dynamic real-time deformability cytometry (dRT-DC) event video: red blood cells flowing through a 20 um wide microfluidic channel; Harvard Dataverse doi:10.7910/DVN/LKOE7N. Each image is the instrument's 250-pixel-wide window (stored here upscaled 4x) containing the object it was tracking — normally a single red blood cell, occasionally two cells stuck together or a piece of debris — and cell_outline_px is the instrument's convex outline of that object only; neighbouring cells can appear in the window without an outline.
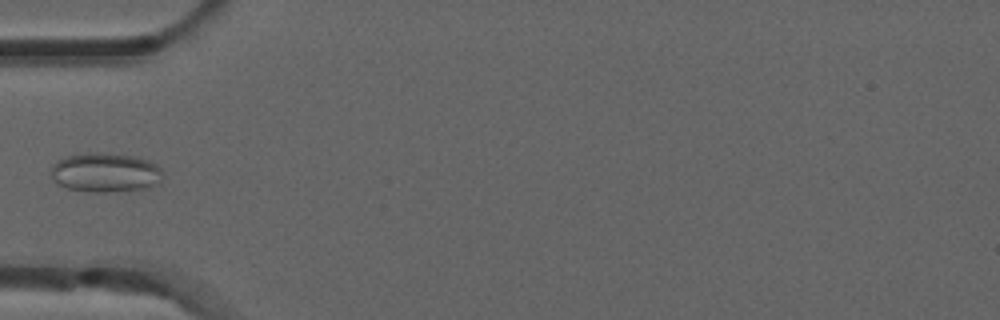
{"species": "common noctule bat (a hibernating species)", "species_latin": "Nyctalus noctula", "temperature_condition": "room temperature", "stored_images_in_passage": 5, "camera_frame_rate_fps": 3000, "um_per_image_px": 0.085, "animal": {"sex": "male", "forearm_length_mm": 52.5}, "frame": {"image": 1, "passage_image": 5, "time_ms": 1.333, "image_size_px": [1000, 320], "cell_outline_px": [[160, 184], [148, 188], [112, 192], [88, 192], [68, 188], [60, 184], [48, 172], [52, 164], [68, 156], [88, 152], [100, 152], [132, 156], [148, 160], [156, 164], [160, 168]], "centroid_in_image_um": [8.95, 14.67], "position_along_channel_um": 76.0, "area_um2": 25.66}}